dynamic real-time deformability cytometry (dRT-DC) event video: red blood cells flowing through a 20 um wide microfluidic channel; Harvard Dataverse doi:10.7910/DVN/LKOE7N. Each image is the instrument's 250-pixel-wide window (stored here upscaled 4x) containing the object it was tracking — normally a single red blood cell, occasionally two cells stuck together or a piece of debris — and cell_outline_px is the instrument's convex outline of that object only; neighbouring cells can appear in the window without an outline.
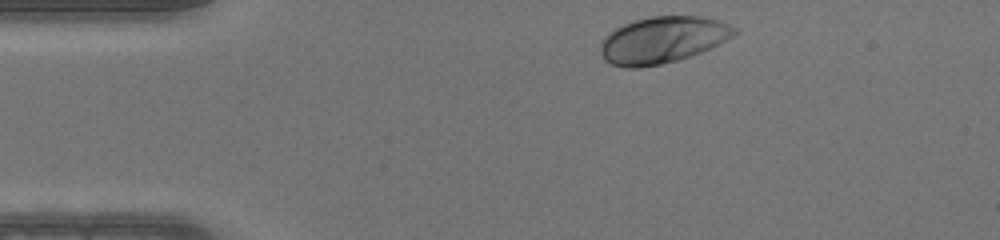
{"species": "human", "species_latin": "Homo sapiens", "temperature_condition": "warm", "stored_images_in_passage": 32, "camera_frame_rate_fps": 3000, "um_per_image_px": 0.085, "donor": {"sex": "male"}, "frame": {"image": 1, "passage_image": 1, "time_ms": 0.0, "image_size_px": [1000, 240], "cell_outline_px": [[740, 32], [700, 52], [676, 60], [660, 64], [640, 68], [624, 68], [612, 64], [604, 60], [600, 52], [600, 44], [604, 36], [616, 28], [624, 24], [636, 20], [652, 16], [700, 16], [716, 20], [740, 28]], "centroid_in_image_um": [56.29, 3.39], "position_along_channel_um": 28.7, "area_um2": 36.13}}
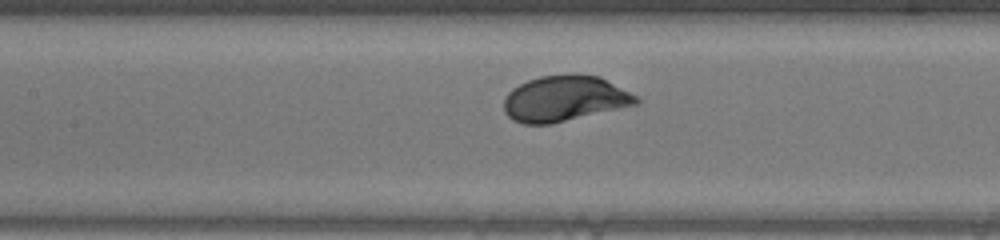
{"frame": {"image": 2, "passage_image": 14, "time_ms": 4.333, "image_size_px": [1000, 240], "cell_outline_px": [[640, 104], [548, 124], [524, 124], [512, 120], [504, 112], [504, 96], [512, 88], [528, 80], [540, 76], [572, 72], [600, 76], [640, 96]], "centroid_in_image_um": [48.02, 8.35], "position_along_channel_um": 159.4, "area_um2": 35.84}}
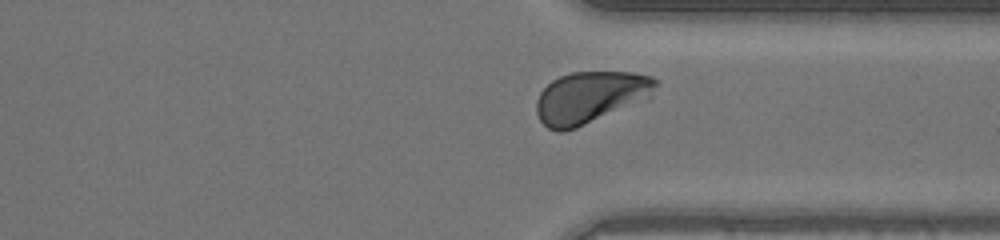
{"frame": {"image": 3, "passage_image": 28, "time_ms": 9.0, "image_size_px": [1000, 240], "cell_outline_px": [[660, 84], [652, 96], [648, 100], [576, 128], [564, 132], [556, 132], [548, 128], [540, 120], [536, 112], [536, 100], [540, 92], [552, 80], [560, 76], [572, 72], [632, 72], [652, 76], [660, 80]], "centroid_in_image_um": [50.24, 8.27], "position_along_channel_um": 361.2, "area_um2": 36.7}}